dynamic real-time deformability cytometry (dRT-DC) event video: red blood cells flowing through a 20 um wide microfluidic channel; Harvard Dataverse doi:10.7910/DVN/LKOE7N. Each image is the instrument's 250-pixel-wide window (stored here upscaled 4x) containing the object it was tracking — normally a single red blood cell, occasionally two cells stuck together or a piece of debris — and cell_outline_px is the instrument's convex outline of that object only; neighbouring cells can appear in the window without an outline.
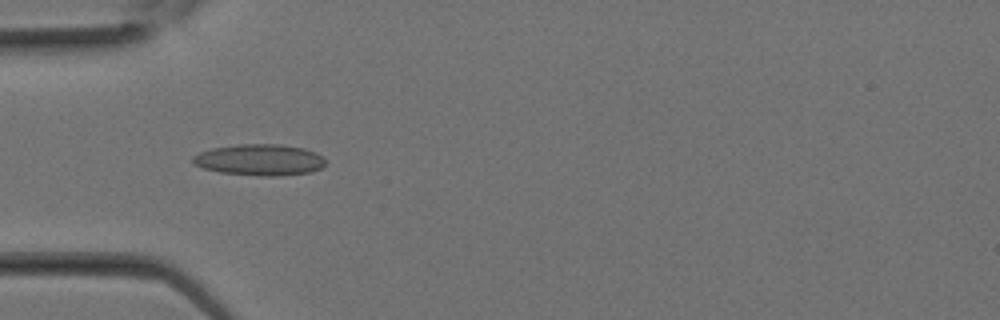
{"species": "Egyptian fruit bat (a non-hibernating species)", "species_latin": "Rousettus aegyptiacus", "temperature_condition": "room temperature", "stored_images_in_passage": 27, "camera_frame_rate_fps": 3000, "um_per_image_px": 0.085, "animal": {"sex": "female"}, "frame": {"image": 1, "passage_image": 7, "time_ms": 2.0, "image_size_px": [1000, 320], "cell_outline_px": [[324, 164], [320, 168], [312, 172], [276, 176], [260, 176], [220, 172], [204, 168], [196, 164], [192, 160], [192, 156], [200, 152], [212, 148], [236, 144], [280, 144], [304, 148], [316, 152], [324, 156]], "centroid_in_image_um": [22.09, 13.58], "position_along_channel_um": 62.9, "area_um2": 24.22}}
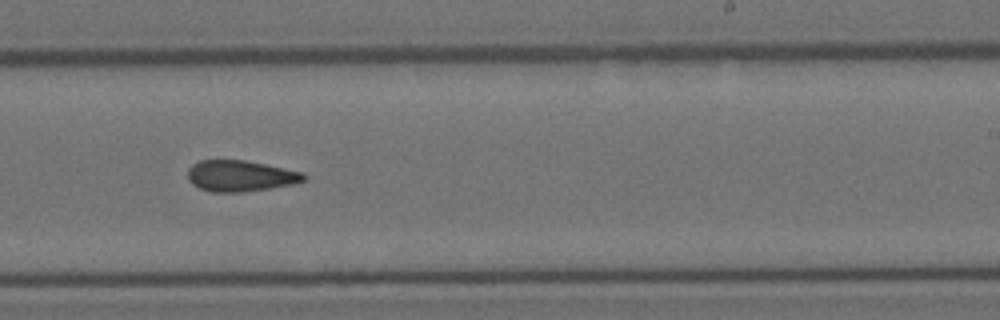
{"frame": {"image": 2, "passage_image": 16, "time_ms": 5.0, "image_size_px": [1000, 320], "cell_outline_px": [[308, 176], [304, 180], [292, 184], [244, 192], [212, 192], [200, 188], [192, 184], [188, 180], [188, 168], [192, 164], [200, 160], [244, 160], [304, 172]], "centroid_in_image_um": [20.41, 14.95], "position_along_channel_um": 268.6, "area_um2": 20.98}}
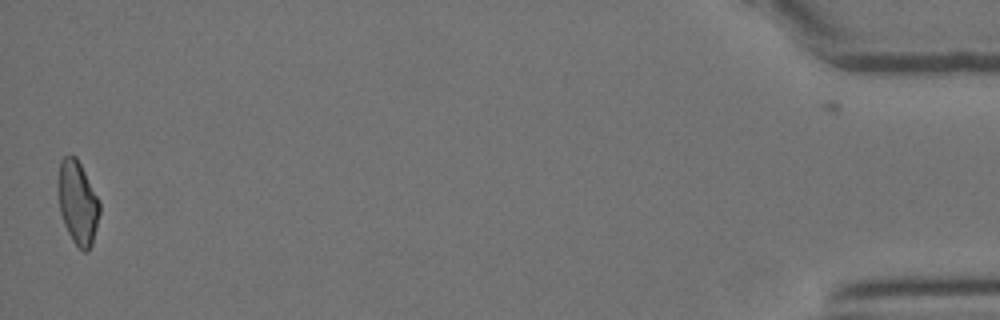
{"frame": {"image": 3, "passage_image": 27, "time_ms": 8.667, "image_size_px": [1000, 320], "cell_outline_px": [[100, 212], [92, 244], [88, 252], [84, 252], [72, 240], [64, 224], [60, 212], [56, 184], [56, 180], [60, 160], [64, 156], [76, 156], [100, 200]], "centroid_in_image_um": [6.58, 17.19], "position_along_channel_um": 428.6, "area_um2": 20.52}}